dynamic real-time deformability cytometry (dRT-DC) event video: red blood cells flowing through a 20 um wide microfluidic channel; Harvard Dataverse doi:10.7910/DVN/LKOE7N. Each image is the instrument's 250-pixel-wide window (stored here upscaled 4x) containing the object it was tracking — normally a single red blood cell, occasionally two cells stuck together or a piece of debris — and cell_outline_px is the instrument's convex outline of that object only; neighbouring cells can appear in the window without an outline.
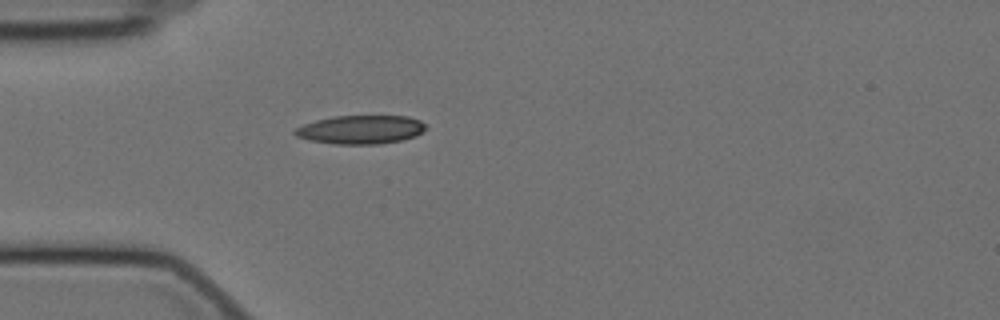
{"species": "Egyptian fruit bat (a non-hibernating species)", "species_latin": "Rousettus aegyptiacus", "temperature_condition": "cold", "stored_images_in_passage": 42, "camera_frame_rate_fps": 3000, "um_per_image_px": 0.085, "animal": {"sex": "female"}, "frame": {"image": 1, "passage_image": 1, "time_ms": 0.0, "image_size_px": [1000, 320], "cell_outline_px": [[428, 128], [424, 132], [416, 136], [400, 140], [380, 144], [336, 144], [308, 140], [296, 136], [292, 132], [296, 128], [304, 124], [316, 120], [332, 116], [408, 116], [420, 120]], "centroid_in_image_um": [30.67, 11.01], "position_along_channel_um": 54.3, "area_um2": 21.96}}
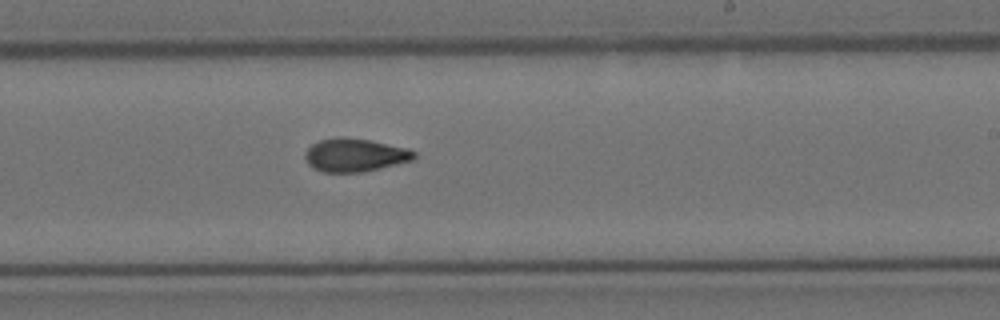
{"frame": {"image": 2, "passage_image": 19, "time_ms": 6.0, "image_size_px": [1000, 320], "cell_outline_px": [[416, 156], [412, 160], [364, 172], [324, 172], [312, 168], [308, 164], [304, 156], [304, 152], [312, 144], [320, 140], [344, 136], [368, 140], [408, 148], [416, 152]], "centroid_in_image_um": [30.14, 13.18], "position_along_channel_um": 258.9, "area_um2": 21.1}}
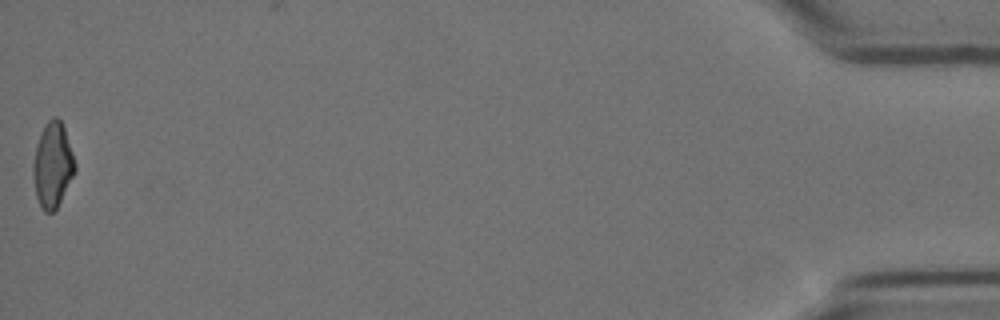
{"frame": {"image": 3, "passage_image": 42, "time_ms": 13.667, "image_size_px": [1000, 320], "cell_outline_px": [[76, 168], [56, 208], [52, 212], [44, 212], [36, 196], [32, 172], [32, 164], [40, 132], [44, 124], [52, 116], [56, 116], [60, 120], [64, 128], [76, 164]], "centroid_in_image_um": [4.45, 13.99], "position_along_channel_um": 430.8, "area_um2": 20.4}, "authors_computed_cell_mechanics": {"area_um2": 20.9814, "velocity_mm_per_s": 3.5123, "shape_relaxation_time_tau1_ms": 8.0263, "shape_relaxation_time_tau2_ms": 2.8616, "deformation_change_tau1": 0.1868, "deformation_change_tau2": 0.0909}}